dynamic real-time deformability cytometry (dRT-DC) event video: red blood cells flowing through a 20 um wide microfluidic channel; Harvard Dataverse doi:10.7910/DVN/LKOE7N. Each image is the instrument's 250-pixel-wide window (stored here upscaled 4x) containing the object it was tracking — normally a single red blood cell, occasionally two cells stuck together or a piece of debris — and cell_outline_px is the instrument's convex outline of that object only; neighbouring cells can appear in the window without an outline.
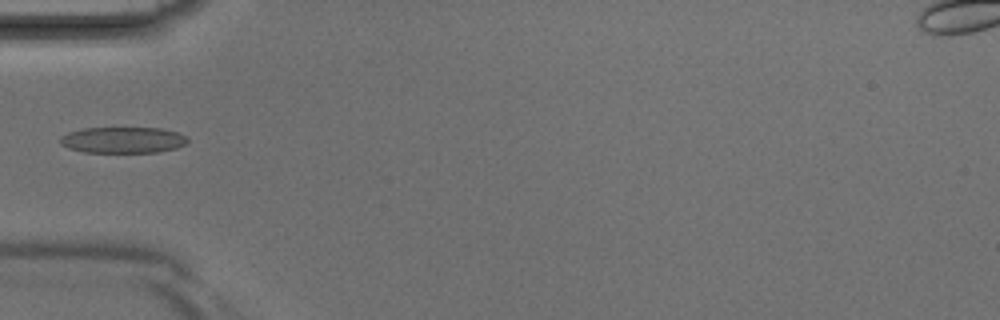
{"species": "Egyptian fruit bat (a non-hibernating species)", "species_latin": "Rousettus aegyptiacus", "temperature_condition": "room temperature", "stored_images_in_passage": 4, "camera_frame_rate_fps": 3000, "um_per_image_px": 0.085, "animal": {"sex": "male"}, "frame": {"image": 1, "passage_image": 4, "time_ms": 1.0, "image_size_px": [1000, 320], "cell_outline_px": [[188, 140], [184, 144], [176, 148], [160, 152], [84, 152], [68, 148], [60, 144], [60, 136], [68, 132], [84, 128], [160, 128], [176, 132], [184, 136]], "centroid_in_image_um": [10.4, 11.9], "position_along_channel_um": 74.6, "area_um2": 19.31}}